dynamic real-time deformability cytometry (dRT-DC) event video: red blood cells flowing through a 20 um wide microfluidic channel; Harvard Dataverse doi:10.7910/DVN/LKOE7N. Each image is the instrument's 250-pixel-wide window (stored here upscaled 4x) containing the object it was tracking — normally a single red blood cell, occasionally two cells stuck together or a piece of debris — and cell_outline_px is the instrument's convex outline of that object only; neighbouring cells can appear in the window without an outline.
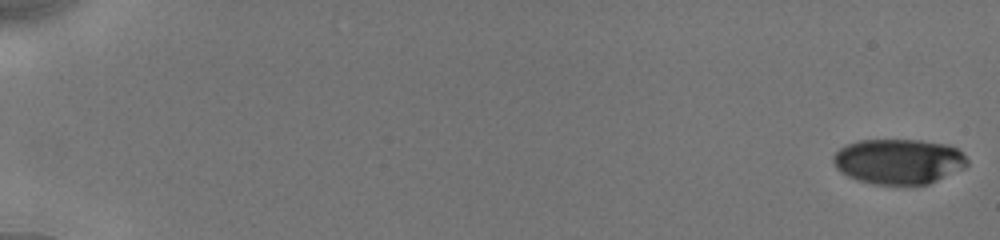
{"species": "human", "species_latin": "Homo sapiens", "temperature_condition": "cold", "stored_images_in_passage": 20, "camera_frame_rate_fps": 3000, "um_per_image_px": 0.085, "donor": {"sex": "male"}, "frame": {"image": 1, "passage_image": 1, "time_ms": 0.0, "image_size_px": [1000, 240], "cell_outline_px": [[968, 164], [964, 168], [928, 184], [872, 184], [856, 180], [840, 172], [836, 168], [832, 160], [832, 156], [844, 144], [860, 140], [920, 140], [948, 144], [956, 148], [968, 160]], "centroid_in_image_um": [76.35, 13.71], "position_along_channel_um": 8.7, "area_um2": 35.43}}
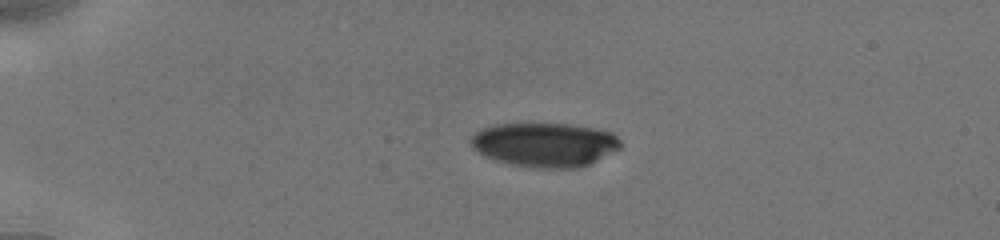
{"frame": {"image": 2, "passage_image": 12, "time_ms": 4.333, "image_size_px": [1000, 240], "cell_outline_px": [[620, 148], [580, 168], [536, 168], [508, 164], [484, 156], [476, 152], [472, 148], [472, 136], [480, 128], [496, 124], [568, 124], [592, 128], [612, 132], [620, 140]], "centroid_in_image_um": [46.27, 12.3], "position_along_channel_um": 38.7, "area_um2": 38.44}}
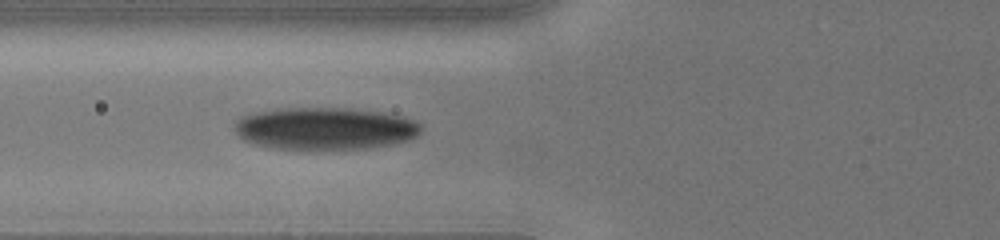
{"frame": {"image": 3, "passage_image": 20, "time_ms": 7.333, "image_size_px": [1000, 240], "cell_outline_px": [[420, 132], [416, 136], [408, 140], [392, 144], [372, 148], [312, 152], [268, 148], [252, 144], [244, 140], [236, 132], [236, 120], [240, 116], [256, 112], [280, 108], [352, 108], [380, 112], [404, 116], [416, 120], [420, 124]], "centroid_in_image_um": [27.61, 10.96], "position_along_channel_um": 98.2, "area_um2": 47.4}}